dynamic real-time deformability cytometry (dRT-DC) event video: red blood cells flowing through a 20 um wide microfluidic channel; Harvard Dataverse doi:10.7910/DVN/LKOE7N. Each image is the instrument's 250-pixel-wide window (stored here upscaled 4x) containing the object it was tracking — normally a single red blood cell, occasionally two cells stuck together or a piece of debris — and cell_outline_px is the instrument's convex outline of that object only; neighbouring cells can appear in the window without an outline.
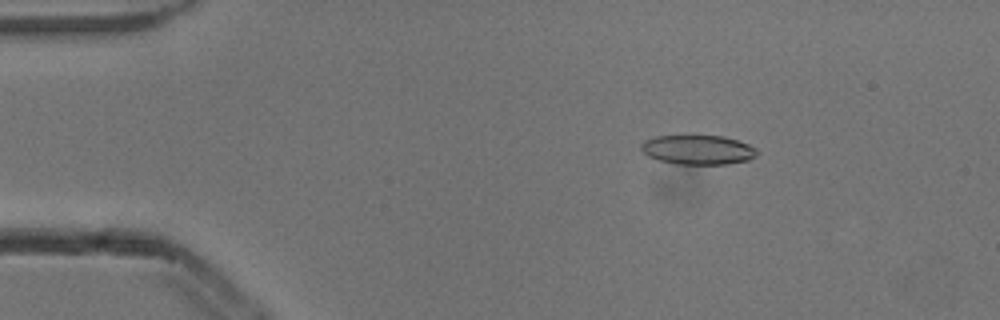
{"species": "common noctule bat (a hibernating species)", "species_latin": "Nyctalus noctula", "temperature_condition": "cold", "stored_images_in_passage": 5, "camera_frame_rate_fps": 3000, "um_per_image_px": 0.085, "animal": {"sex": "male", "body_mass_g": 13.3}, "frame": {"image": 1, "passage_image": 3, "time_ms": 0.667, "image_size_px": [1000, 320], "cell_outline_px": [[756, 156], [748, 160], [728, 164], [676, 164], [660, 160], [648, 156], [640, 148], [640, 144], [644, 140], [656, 136], [684, 132], [692, 132], [724, 136], [748, 144], [756, 148]], "centroid_in_image_um": [59.27, 12.66], "position_along_channel_um": 25.7, "area_um2": 20.87}}